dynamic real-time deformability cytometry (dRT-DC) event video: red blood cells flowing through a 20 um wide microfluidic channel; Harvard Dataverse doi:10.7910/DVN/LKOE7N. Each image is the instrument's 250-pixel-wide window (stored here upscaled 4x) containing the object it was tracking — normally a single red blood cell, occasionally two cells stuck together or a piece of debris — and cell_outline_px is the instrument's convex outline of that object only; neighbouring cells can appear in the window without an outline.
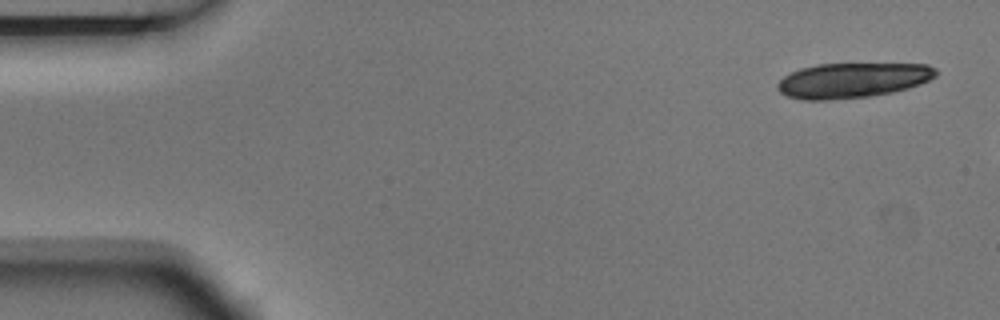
{"species": "Egyptian fruit bat (a non-hibernating species)", "species_latin": "Rousettus aegyptiacus", "temperature_condition": "room temperature", "stored_images_in_passage": 4, "camera_frame_rate_fps": 3000, "um_per_image_px": 0.085, "animal": {"sex": "male"}, "frame": {"image": 1, "passage_image": 1, "time_ms": 0.0, "image_size_px": [1000, 320], "cell_outline_px": [[936, 76], [920, 84], [908, 88], [892, 92], [868, 96], [828, 100], [804, 100], [788, 96], [780, 92], [776, 88], [776, 84], [784, 76], [800, 68], [816, 64], [928, 64], [936, 68]], "centroid_in_image_um": [72.44, 6.82], "position_along_channel_um": 12.6, "area_um2": 32.25}}